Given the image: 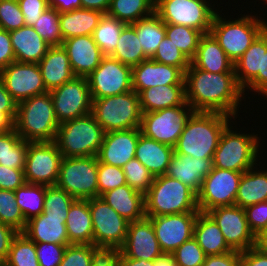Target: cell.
Returning a JSON list of instances; mask_svg holds the SVG:
<instances>
[{
	"mask_svg": "<svg viewBox=\"0 0 267 266\" xmlns=\"http://www.w3.org/2000/svg\"><path fill=\"white\" fill-rule=\"evenodd\" d=\"M184 81L186 102L194 111L219 112L238 118L245 96L234 72L211 73L191 63Z\"/></svg>",
	"mask_w": 267,
	"mask_h": 266,
	"instance_id": "6da1fadb",
	"label": "cell"
},
{
	"mask_svg": "<svg viewBox=\"0 0 267 266\" xmlns=\"http://www.w3.org/2000/svg\"><path fill=\"white\" fill-rule=\"evenodd\" d=\"M235 118L219 112L194 111L186 122L174 152L194 158H213L225 128ZM232 120V121H231Z\"/></svg>",
	"mask_w": 267,
	"mask_h": 266,
	"instance_id": "7a4b0ae2",
	"label": "cell"
},
{
	"mask_svg": "<svg viewBox=\"0 0 267 266\" xmlns=\"http://www.w3.org/2000/svg\"><path fill=\"white\" fill-rule=\"evenodd\" d=\"M50 92L17 104L14 130L27 142H52L59 127Z\"/></svg>",
	"mask_w": 267,
	"mask_h": 266,
	"instance_id": "3957f363",
	"label": "cell"
},
{
	"mask_svg": "<svg viewBox=\"0 0 267 266\" xmlns=\"http://www.w3.org/2000/svg\"><path fill=\"white\" fill-rule=\"evenodd\" d=\"M244 13L238 18L226 19L217 11L213 17L210 33L218 41L227 57L234 63L267 28L265 17ZM246 14V15H245ZM252 14V15H251ZM223 17V18H222ZM232 20V21H230Z\"/></svg>",
	"mask_w": 267,
	"mask_h": 266,
	"instance_id": "277c9868",
	"label": "cell"
},
{
	"mask_svg": "<svg viewBox=\"0 0 267 266\" xmlns=\"http://www.w3.org/2000/svg\"><path fill=\"white\" fill-rule=\"evenodd\" d=\"M144 202L146 217L200 212L197 194L180 180L167 175L154 177L144 194Z\"/></svg>",
	"mask_w": 267,
	"mask_h": 266,
	"instance_id": "5b68a950",
	"label": "cell"
},
{
	"mask_svg": "<svg viewBox=\"0 0 267 266\" xmlns=\"http://www.w3.org/2000/svg\"><path fill=\"white\" fill-rule=\"evenodd\" d=\"M234 122L236 121L229 124L222 132L214 152L213 166L244 173L261 160L259 152L262 148L260 141L262 137L255 135V132L250 134L242 130L236 131L237 127L234 129L232 126L235 125Z\"/></svg>",
	"mask_w": 267,
	"mask_h": 266,
	"instance_id": "8992f818",
	"label": "cell"
},
{
	"mask_svg": "<svg viewBox=\"0 0 267 266\" xmlns=\"http://www.w3.org/2000/svg\"><path fill=\"white\" fill-rule=\"evenodd\" d=\"M105 131L92 113L59 125L54 142L62 157L97 156Z\"/></svg>",
	"mask_w": 267,
	"mask_h": 266,
	"instance_id": "52a82bcc",
	"label": "cell"
},
{
	"mask_svg": "<svg viewBox=\"0 0 267 266\" xmlns=\"http://www.w3.org/2000/svg\"><path fill=\"white\" fill-rule=\"evenodd\" d=\"M91 113L105 133L140 128L142 111L135 91L92 99Z\"/></svg>",
	"mask_w": 267,
	"mask_h": 266,
	"instance_id": "ba28073f",
	"label": "cell"
},
{
	"mask_svg": "<svg viewBox=\"0 0 267 266\" xmlns=\"http://www.w3.org/2000/svg\"><path fill=\"white\" fill-rule=\"evenodd\" d=\"M98 158L63 157L56 186L75 199L88 200L98 197Z\"/></svg>",
	"mask_w": 267,
	"mask_h": 266,
	"instance_id": "9c48e42d",
	"label": "cell"
},
{
	"mask_svg": "<svg viewBox=\"0 0 267 266\" xmlns=\"http://www.w3.org/2000/svg\"><path fill=\"white\" fill-rule=\"evenodd\" d=\"M212 0H156L154 12L168 24L194 28L204 34L210 33L215 13ZM213 5V6H212Z\"/></svg>",
	"mask_w": 267,
	"mask_h": 266,
	"instance_id": "30bf717a",
	"label": "cell"
},
{
	"mask_svg": "<svg viewBox=\"0 0 267 266\" xmlns=\"http://www.w3.org/2000/svg\"><path fill=\"white\" fill-rule=\"evenodd\" d=\"M93 222V245L103 252L119 250L126 240L129 222L101 197L89 199Z\"/></svg>",
	"mask_w": 267,
	"mask_h": 266,
	"instance_id": "8fae6325",
	"label": "cell"
},
{
	"mask_svg": "<svg viewBox=\"0 0 267 266\" xmlns=\"http://www.w3.org/2000/svg\"><path fill=\"white\" fill-rule=\"evenodd\" d=\"M193 112L190 105H180L142 113L141 134L174 148Z\"/></svg>",
	"mask_w": 267,
	"mask_h": 266,
	"instance_id": "7c38bea8",
	"label": "cell"
},
{
	"mask_svg": "<svg viewBox=\"0 0 267 266\" xmlns=\"http://www.w3.org/2000/svg\"><path fill=\"white\" fill-rule=\"evenodd\" d=\"M62 158V153L54 141L27 142L24 167L26 183L56 185Z\"/></svg>",
	"mask_w": 267,
	"mask_h": 266,
	"instance_id": "4fadbf2b",
	"label": "cell"
},
{
	"mask_svg": "<svg viewBox=\"0 0 267 266\" xmlns=\"http://www.w3.org/2000/svg\"><path fill=\"white\" fill-rule=\"evenodd\" d=\"M241 176L242 172L213 167L197 193L199 211L206 213L215 207L235 205Z\"/></svg>",
	"mask_w": 267,
	"mask_h": 266,
	"instance_id": "5bb4252c",
	"label": "cell"
},
{
	"mask_svg": "<svg viewBox=\"0 0 267 266\" xmlns=\"http://www.w3.org/2000/svg\"><path fill=\"white\" fill-rule=\"evenodd\" d=\"M92 99L132 91V67L104 56L100 65L86 77Z\"/></svg>",
	"mask_w": 267,
	"mask_h": 266,
	"instance_id": "9a60e30c",
	"label": "cell"
},
{
	"mask_svg": "<svg viewBox=\"0 0 267 266\" xmlns=\"http://www.w3.org/2000/svg\"><path fill=\"white\" fill-rule=\"evenodd\" d=\"M59 124L91 113L92 97L86 77H74L50 91Z\"/></svg>",
	"mask_w": 267,
	"mask_h": 266,
	"instance_id": "2e32d148",
	"label": "cell"
},
{
	"mask_svg": "<svg viewBox=\"0 0 267 266\" xmlns=\"http://www.w3.org/2000/svg\"><path fill=\"white\" fill-rule=\"evenodd\" d=\"M220 228L232 250L246 251L255 246L244 208L237 205L215 207L206 212Z\"/></svg>",
	"mask_w": 267,
	"mask_h": 266,
	"instance_id": "e0dca14e",
	"label": "cell"
},
{
	"mask_svg": "<svg viewBox=\"0 0 267 266\" xmlns=\"http://www.w3.org/2000/svg\"><path fill=\"white\" fill-rule=\"evenodd\" d=\"M0 77L17 104L48 92L38 63L12 62L0 72Z\"/></svg>",
	"mask_w": 267,
	"mask_h": 266,
	"instance_id": "ac0fdd59",
	"label": "cell"
},
{
	"mask_svg": "<svg viewBox=\"0 0 267 266\" xmlns=\"http://www.w3.org/2000/svg\"><path fill=\"white\" fill-rule=\"evenodd\" d=\"M198 213H178L147 217L154 228L163 253L172 254L184 242L193 238Z\"/></svg>",
	"mask_w": 267,
	"mask_h": 266,
	"instance_id": "d6986e66",
	"label": "cell"
},
{
	"mask_svg": "<svg viewBox=\"0 0 267 266\" xmlns=\"http://www.w3.org/2000/svg\"><path fill=\"white\" fill-rule=\"evenodd\" d=\"M119 251L128 258L146 261L155 260L163 254L153 225L147 217L129 222L126 240Z\"/></svg>",
	"mask_w": 267,
	"mask_h": 266,
	"instance_id": "ffe728a7",
	"label": "cell"
},
{
	"mask_svg": "<svg viewBox=\"0 0 267 266\" xmlns=\"http://www.w3.org/2000/svg\"><path fill=\"white\" fill-rule=\"evenodd\" d=\"M140 128L107 132L97 154L98 162L123 167L135 158Z\"/></svg>",
	"mask_w": 267,
	"mask_h": 266,
	"instance_id": "44dd1931",
	"label": "cell"
},
{
	"mask_svg": "<svg viewBox=\"0 0 267 266\" xmlns=\"http://www.w3.org/2000/svg\"><path fill=\"white\" fill-rule=\"evenodd\" d=\"M185 73L178 67L156 62L151 58L132 67V90L138 95L157 85L185 84Z\"/></svg>",
	"mask_w": 267,
	"mask_h": 266,
	"instance_id": "7402d4cb",
	"label": "cell"
},
{
	"mask_svg": "<svg viewBox=\"0 0 267 266\" xmlns=\"http://www.w3.org/2000/svg\"><path fill=\"white\" fill-rule=\"evenodd\" d=\"M61 46L68 55L75 77H88L104 57L92 35L66 39Z\"/></svg>",
	"mask_w": 267,
	"mask_h": 266,
	"instance_id": "603a6c76",
	"label": "cell"
},
{
	"mask_svg": "<svg viewBox=\"0 0 267 266\" xmlns=\"http://www.w3.org/2000/svg\"><path fill=\"white\" fill-rule=\"evenodd\" d=\"M213 167V158L200 159L174 152L165 175L180 180L197 194Z\"/></svg>",
	"mask_w": 267,
	"mask_h": 266,
	"instance_id": "cb8c5ba5",
	"label": "cell"
},
{
	"mask_svg": "<svg viewBox=\"0 0 267 266\" xmlns=\"http://www.w3.org/2000/svg\"><path fill=\"white\" fill-rule=\"evenodd\" d=\"M43 83L46 90L60 87L65 82L71 81L73 74L68 55L62 46H52L44 57L38 62Z\"/></svg>",
	"mask_w": 267,
	"mask_h": 266,
	"instance_id": "d4e9b609",
	"label": "cell"
},
{
	"mask_svg": "<svg viewBox=\"0 0 267 266\" xmlns=\"http://www.w3.org/2000/svg\"><path fill=\"white\" fill-rule=\"evenodd\" d=\"M100 197L128 222L139 221L146 217L144 194L128 184L109 190Z\"/></svg>",
	"mask_w": 267,
	"mask_h": 266,
	"instance_id": "484cf974",
	"label": "cell"
},
{
	"mask_svg": "<svg viewBox=\"0 0 267 266\" xmlns=\"http://www.w3.org/2000/svg\"><path fill=\"white\" fill-rule=\"evenodd\" d=\"M65 221L63 217L45 216L41 213L27 221L22 233L34 243L70 245Z\"/></svg>",
	"mask_w": 267,
	"mask_h": 266,
	"instance_id": "4316f807",
	"label": "cell"
},
{
	"mask_svg": "<svg viewBox=\"0 0 267 266\" xmlns=\"http://www.w3.org/2000/svg\"><path fill=\"white\" fill-rule=\"evenodd\" d=\"M16 62L38 63L51 47L32 26L10 31Z\"/></svg>",
	"mask_w": 267,
	"mask_h": 266,
	"instance_id": "83f0119b",
	"label": "cell"
},
{
	"mask_svg": "<svg viewBox=\"0 0 267 266\" xmlns=\"http://www.w3.org/2000/svg\"><path fill=\"white\" fill-rule=\"evenodd\" d=\"M191 63L198 69L211 73L234 72V64L227 57L211 33L204 34Z\"/></svg>",
	"mask_w": 267,
	"mask_h": 266,
	"instance_id": "f1b7e54d",
	"label": "cell"
},
{
	"mask_svg": "<svg viewBox=\"0 0 267 266\" xmlns=\"http://www.w3.org/2000/svg\"><path fill=\"white\" fill-rule=\"evenodd\" d=\"M174 154V148L139 135L135 158L138 159L154 176L165 175L169 162Z\"/></svg>",
	"mask_w": 267,
	"mask_h": 266,
	"instance_id": "f546056e",
	"label": "cell"
},
{
	"mask_svg": "<svg viewBox=\"0 0 267 266\" xmlns=\"http://www.w3.org/2000/svg\"><path fill=\"white\" fill-rule=\"evenodd\" d=\"M139 100L142 113L189 105L186 102L185 84L157 85L145 89L139 94Z\"/></svg>",
	"mask_w": 267,
	"mask_h": 266,
	"instance_id": "4dcf8cb0",
	"label": "cell"
},
{
	"mask_svg": "<svg viewBox=\"0 0 267 266\" xmlns=\"http://www.w3.org/2000/svg\"><path fill=\"white\" fill-rule=\"evenodd\" d=\"M258 165L261 162L242 173L235 198V205L241 208L267 201V169Z\"/></svg>",
	"mask_w": 267,
	"mask_h": 266,
	"instance_id": "1f68e13d",
	"label": "cell"
},
{
	"mask_svg": "<svg viewBox=\"0 0 267 266\" xmlns=\"http://www.w3.org/2000/svg\"><path fill=\"white\" fill-rule=\"evenodd\" d=\"M65 225L71 244L93 245V222L89 209V199H76L72 203Z\"/></svg>",
	"mask_w": 267,
	"mask_h": 266,
	"instance_id": "d6a6232c",
	"label": "cell"
},
{
	"mask_svg": "<svg viewBox=\"0 0 267 266\" xmlns=\"http://www.w3.org/2000/svg\"><path fill=\"white\" fill-rule=\"evenodd\" d=\"M193 238L197 241L206 256L232 251L226 243L220 228L207 213H198Z\"/></svg>",
	"mask_w": 267,
	"mask_h": 266,
	"instance_id": "836d02e7",
	"label": "cell"
},
{
	"mask_svg": "<svg viewBox=\"0 0 267 266\" xmlns=\"http://www.w3.org/2000/svg\"><path fill=\"white\" fill-rule=\"evenodd\" d=\"M103 14L98 10L83 8L59 13L60 31L63 39L93 35Z\"/></svg>",
	"mask_w": 267,
	"mask_h": 266,
	"instance_id": "e575fe53",
	"label": "cell"
},
{
	"mask_svg": "<svg viewBox=\"0 0 267 266\" xmlns=\"http://www.w3.org/2000/svg\"><path fill=\"white\" fill-rule=\"evenodd\" d=\"M131 25L135 28L145 56L152 58L158 45L166 37L165 22L153 12Z\"/></svg>",
	"mask_w": 267,
	"mask_h": 266,
	"instance_id": "d590c367",
	"label": "cell"
},
{
	"mask_svg": "<svg viewBox=\"0 0 267 266\" xmlns=\"http://www.w3.org/2000/svg\"><path fill=\"white\" fill-rule=\"evenodd\" d=\"M110 57L130 67L137 66L148 59L143 52L135 28L131 24L123 28L117 46Z\"/></svg>",
	"mask_w": 267,
	"mask_h": 266,
	"instance_id": "8d00e7d4",
	"label": "cell"
},
{
	"mask_svg": "<svg viewBox=\"0 0 267 266\" xmlns=\"http://www.w3.org/2000/svg\"><path fill=\"white\" fill-rule=\"evenodd\" d=\"M27 141L14 130L0 133V164L9 168L24 169Z\"/></svg>",
	"mask_w": 267,
	"mask_h": 266,
	"instance_id": "74e56055",
	"label": "cell"
},
{
	"mask_svg": "<svg viewBox=\"0 0 267 266\" xmlns=\"http://www.w3.org/2000/svg\"><path fill=\"white\" fill-rule=\"evenodd\" d=\"M154 0H111L106 14L132 24L154 12Z\"/></svg>",
	"mask_w": 267,
	"mask_h": 266,
	"instance_id": "f35d334b",
	"label": "cell"
},
{
	"mask_svg": "<svg viewBox=\"0 0 267 266\" xmlns=\"http://www.w3.org/2000/svg\"><path fill=\"white\" fill-rule=\"evenodd\" d=\"M262 33L254 40L244 54L234 62V73L238 84L244 88L261 70Z\"/></svg>",
	"mask_w": 267,
	"mask_h": 266,
	"instance_id": "ab89813d",
	"label": "cell"
},
{
	"mask_svg": "<svg viewBox=\"0 0 267 266\" xmlns=\"http://www.w3.org/2000/svg\"><path fill=\"white\" fill-rule=\"evenodd\" d=\"M126 25L108 14H103L100 18L92 36L104 56H110L114 52L120 34Z\"/></svg>",
	"mask_w": 267,
	"mask_h": 266,
	"instance_id": "60d3db41",
	"label": "cell"
},
{
	"mask_svg": "<svg viewBox=\"0 0 267 266\" xmlns=\"http://www.w3.org/2000/svg\"><path fill=\"white\" fill-rule=\"evenodd\" d=\"M18 204L25 220L39 216L44 211L45 186L25 183L15 191Z\"/></svg>",
	"mask_w": 267,
	"mask_h": 266,
	"instance_id": "b9f144b4",
	"label": "cell"
},
{
	"mask_svg": "<svg viewBox=\"0 0 267 266\" xmlns=\"http://www.w3.org/2000/svg\"><path fill=\"white\" fill-rule=\"evenodd\" d=\"M166 37L171 39L172 43L192 60L197 52L203 32L194 28L165 23Z\"/></svg>",
	"mask_w": 267,
	"mask_h": 266,
	"instance_id": "7bdbcfd3",
	"label": "cell"
},
{
	"mask_svg": "<svg viewBox=\"0 0 267 266\" xmlns=\"http://www.w3.org/2000/svg\"><path fill=\"white\" fill-rule=\"evenodd\" d=\"M4 266H40L37 259L35 243L24 233L18 232L14 237Z\"/></svg>",
	"mask_w": 267,
	"mask_h": 266,
	"instance_id": "ee69618b",
	"label": "cell"
},
{
	"mask_svg": "<svg viewBox=\"0 0 267 266\" xmlns=\"http://www.w3.org/2000/svg\"><path fill=\"white\" fill-rule=\"evenodd\" d=\"M76 199L56 185L45 186L44 211L45 216L63 217L66 220L69 208Z\"/></svg>",
	"mask_w": 267,
	"mask_h": 266,
	"instance_id": "f6af8a7d",
	"label": "cell"
},
{
	"mask_svg": "<svg viewBox=\"0 0 267 266\" xmlns=\"http://www.w3.org/2000/svg\"><path fill=\"white\" fill-rule=\"evenodd\" d=\"M0 222L23 232L27 221L16 203L14 191L0 189Z\"/></svg>",
	"mask_w": 267,
	"mask_h": 266,
	"instance_id": "bcb514c9",
	"label": "cell"
},
{
	"mask_svg": "<svg viewBox=\"0 0 267 266\" xmlns=\"http://www.w3.org/2000/svg\"><path fill=\"white\" fill-rule=\"evenodd\" d=\"M32 27L51 47L62 45L64 39L60 31L59 12L56 9L47 8Z\"/></svg>",
	"mask_w": 267,
	"mask_h": 266,
	"instance_id": "7dc6e473",
	"label": "cell"
},
{
	"mask_svg": "<svg viewBox=\"0 0 267 266\" xmlns=\"http://www.w3.org/2000/svg\"><path fill=\"white\" fill-rule=\"evenodd\" d=\"M102 253L94 245L70 244L67 245L59 266H91Z\"/></svg>",
	"mask_w": 267,
	"mask_h": 266,
	"instance_id": "c3c4849f",
	"label": "cell"
},
{
	"mask_svg": "<svg viewBox=\"0 0 267 266\" xmlns=\"http://www.w3.org/2000/svg\"><path fill=\"white\" fill-rule=\"evenodd\" d=\"M126 183L136 191L145 194L153 183L154 176L149 170L136 158L128 161L122 167Z\"/></svg>",
	"mask_w": 267,
	"mask_h": 266,
	"instance_id": "681fc988",
	"label": "cell"
},
{
	"mask_svg": "<svg viewBox=\"0 0 267 266\" xmlns=\"http://www.w3.org/2000/svg\"><path fill=\"white\" fill-rule=\"evenodd\" d=\"M152 60L180 68L184 73L190 67L191 60L165 37L158 45Z\"/></svg>",
	"mask_w": 267,
	"mask_h": 266,
	"instance_id": "f907efd6",
	"label": "cell"
},
{
	"mask_svg": "<svg viewBox=\"0 0 267 266\" xmlns=\"http://www.w3.org/2000/svg\"><path fill=\"white\" fill-rule=\"evenodd\" d=\"M97 181L98 197L109 190L127 184L124 171L121 167L102 162H98Z\"/></svg>",
	"mask_w": 267,
	"mask_h": 266,
	"instance_id": "816d5d0a",
	"label": "cell"
},
{
	"mask_svg": "<svg viewBox=\"0 0 267 266\" xmlns=\"http://www.w3.org/2000/svg\"><path fill=\"white\" fill-rule=\"evenodd\" d=\"M178 266H202L206 255L194 238L184 242L173 253Z\"/></svg>",
	"mask_w": 267,
	"mask_h": 266,
	"instance_id": "f5cc1de1",
	"label": "cell"
},
{
	"mask_svg": "<svg viewBox=\"0 0 267 266\" xmlns=\"http://www.w3.org/2000/svg\"><path fill=\"white\" fill-rule=\"evenodd\" d=\"M25 26L24 15L17 0H0V28L13 31Z\"/></svg>",
	"mask_w": 267,
	"mask_h": 266,
	"instance_id": "db71d44e",
	"label": "cell"
},
{
	"mask_svg": "<svg viewBox=\"0 0 267 266\" xmlns=\"http://www.w3.org/2000/svg\"><path fill=\"white\" fill-rule=\"evenodd\" d=\"M17 103L6 91L5 85L0 77V133L10 131L14 128Z\"/></svg>",
	"mask_w": 267,
	"mask_h": 266,
	"instance_id": "11a10c76",
	"label": "cell"
},
{
	"mask_svg": "<svg viewBox=\"0 0 267 266\" xmlns=\"http://www.w3.org/2000/svg\"><path fill=\"white\" fill-rule=\"evenodd\" d=\"M247 89V90H246ZM246 91L258 93V96L267 98V28L262 32V62L261 70L258 74L243 88L244 95Z\"/></svg>",
	"mask_w": 267,
	"mask_h": 266,
	"instance_id": "9f6ffc18",
	"label": "cell"
},
{
	"mask_svg": "<svg viewBox=\"0 0 267 266\" xmlns=\"http://www.w3.org/2000/svg\"><path fill=\"white\" fill-rule=\"evenodd\" d=\"M67 245L35 243L37 259L40 266H59Z\"/></svg>",
	"mask_w": 267,
	"mask_h": 266,
	"instance_id": "6f0895ef",
	"label": "cell"
},
{
	"mask_svg": "<svg viewBox=\"0 0 267 266\" xmlns=\"http://www.w3.org/2000/svg\"><path fill=\"white\" fill-rule=\"evenodd\" d=\"M245 212L249 227L254 235L267 227V201L250 205L245 208Z\"/></svg>",
	"mask_w": 267,
	"mask_h": 266,
	"instance_id": "680465c9",
	"label": "cell"
},
{
	"mask_svg": "<svg viewBox=\"0 0 267 266\" xmlns=\"http://www.w3.org/2000/svg\"><path fill=\"white\" fill-rule=\"evenodd\" d=\"M24 15L25 25L33 26L42 13L49 8L47 0H17Z\"/></svg>",
	"mask_w": 267,
	"mask_h": 266,
	"instance_id": "91938a15",
	"label": "cell"
},
{
	"mask_svg": "<svg viewBox=\"0 0 267 266\" xmlns=\"http://www.w3.org/2000/svg\"><path fill=\"white\" fill-rule=\"evenodd\" d=\"M25 183L24 169L9 168L0 164V189L15 191Z\"/></svg>",
	"mask_w": 267,
	"mask_h": 266,
	"instance_id": "94428289",
	"label": "cell"
},
{
	"mask_svg": "<svg viewBox=\"0 0 267 266\" xmlns=\"http://www.w3.org/2000/svg\"><path fill=\"white\" fill-rule=\"evenodd\" d=\"M15 61L10 32L0 28V72Z\"/></svg>",
	"mask_w": 267,
	"mask_h": 266,
	"instance_id": "6125c7cd",
	"label": "cell"
},
{
	"mask_svg": "<svg viewBox=\"0 0 267 266\" xmlns=\"http://www.w3.org/2000/svg\"><path fill=\"white\" fill-rule=\"evenodd\" d=\"M202 266H240V251L206 256Z\"/></svg>",
	"mask_w": 267,
	"mask_h": 266,
	"instance_id": "be15d7a7",
	"label": "cell"
},
{
	"mask_svg": "<svg viewBox=\"0 0 267 266\" xmlns=\"http://www.w3.org/2000/svg\"><path fill=\"white\" fill-rule=\"evenodd\" d=\"M240 266H267V252L255 246L240 252Z\"/></svg>",
	"mask_w": 267,
	"mask_h": 266,
	"instance_id": "e7e4bbea",
	"label": "cell"
},
{
	"mask_svg": "<svg viewBox=\"0 0 267 266\" xmlns=\"http://www.w3.org/2000/svg\"><path fill=\"white\" fill-rule=\"evenodd\" d=\"M17 234L15 229L0 222V264L6 261L11 243Z\"/></svg>",
	"mask_w": 267,
	"mask_h": 266,
	"instance_id": "03108f58",
	"label": "cell"
},
{
	"mask_svg": "<svg viewBox=\"0 0 267 266\" xmlns=\"http://www.w3.org/2000/svg\"><path fill=\"white\" fill-rule=\"evenodd\" d=\"M113 258L116 266H155V261H146L144 259H133L124 256L119 250L113 251Z\"/></svg>",
	"mask_w": 267,
	"mask_h": 266,
	"instance_id": "003e7915",
	"label": "cell"
},
{
	"mask_svg": "<svg viewBox=\"0 0 267 266\" xmlns=\"http://www.w3.org/2000/svg\"><path fill=\"white\" fill-rule=\"evenodd\" d=\"M47 3L59 13L82 8L81 0H47Z\"/></svg>",
	"mask_w": 267,
	"mask_h": 266,
	"instance_id": "a7ac6f4b",
	"label": "cell"
},
{
	"mask_svg": "<svg viewBox=\"0 0 267 266\" xmlns=\"http://www.w3.org/2000/svg\"><path fill=\"white\" fill-rule=\"evenodd\" d=\"M111 0H81L83 9L98 10L106 14Z\"/></svg>",
	"mask_w": 267,
	"mask_h": 266,
	"instance_id": "89a4df30",
	"label": "cell"
},
{
	"mask_svg": "<svg viewBox=\"0 0 267 266\" xmlns=\"http://www.w3.org/2000/svg\"><path fill=\"white\" fill-rule=\"evenodd\" d=\"M91 266H116L112 252H103Z\"/></svg>",
	"mask_w": 267,
	"mask_h": 266,
	"instance_id": "2644e50d",
	"label": "cell"
},
{
	"mask_svg": "<svg viewBox=\"0 0 267 266\" xmlns=\"http://www.w3.org/2000/svg\"><path fill=\"white\" fill-rule=\"evenodd\" d=\"M255 247L263 252H267V227L255 235Z\"/></svg>",
	"mask_w": 267,
	"mask_h": 266,
	"instance_id": "8c879c8a",
	"label": "cell"
},
{
	"mask_svg": "<svg viewBox=\"0 0 267 266\" xmlns=\"http://www.w3.org/2000/svg\"><path fill=\"white\" fill-rule=\"evenodd\" d=\"M155 266H178L172 254L163 253L155 260Z\"/></svg>",
	"mask_w": 267,
	"mask_h": 266,
	"instance_id": "753ad0ef",
	"label": "cell"
},
{
	"mask_svg": "<svg viewBox=\"0 0 267 266\" xmlns=\"http://www.w3.org/2000/svg\"><path fill=\"white\" fill-rule=\"evenodd\" d=\"M263 1L264 3L261 4H266L267 5V0H260V2Z\"/></svg>",
	"mask_w": 267,
	"mask_h": 266,
	"instance_id": "34e18365",
	"label": "cell"
}]
</instances>
